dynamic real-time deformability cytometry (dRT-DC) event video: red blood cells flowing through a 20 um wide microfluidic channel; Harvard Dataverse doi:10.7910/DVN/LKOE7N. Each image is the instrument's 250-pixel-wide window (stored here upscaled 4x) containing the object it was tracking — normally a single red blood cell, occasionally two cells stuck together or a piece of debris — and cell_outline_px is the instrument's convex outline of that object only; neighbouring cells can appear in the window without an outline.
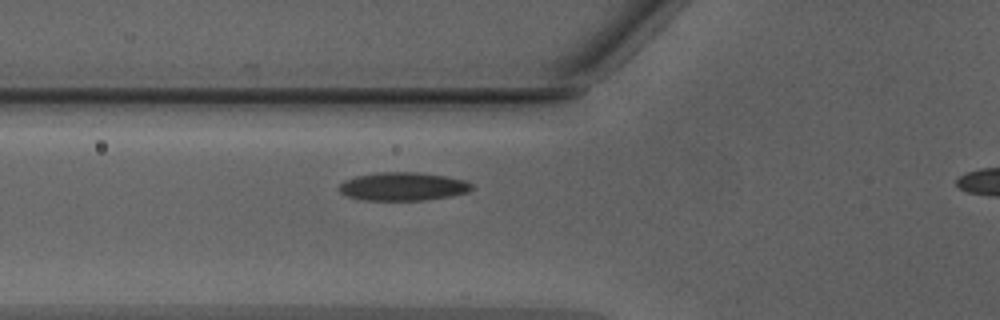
{"species": "Egyptian fruit bat (a non-hibernating species)", "species_latin": "Rousettus aegyptiacus", "temperature_condition": "warm", "stored_images_in_passage": 37, "camera_frame_rate_fps": 3000, "um_per_image_px": 0.085, "animal": {"sex": "male"}, "frame": {"image": 1, "passage_image": 12, "time_ms": 3.667, "image_size_px": [1000, 320], "cell_outline_px": [[472, 188], [468, 192], [452, 196], [424, 200], [360, 200], [348, 196], [340, 192], [336, 188], [344, 180], [356, 176], [376, 172], [416, 172], [448, 176], [468, 180], [472, 184]], "centroid_in_image_um": [34.25, 15.84], "position_along_channel_um": 91.5, "area_um2": 22.2}}
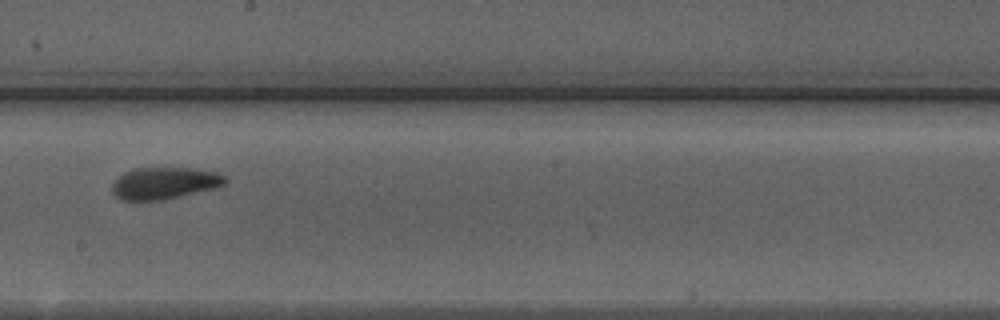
{"frame": {"image": 2, "passage_image": 22, "time_ms": 7.0, "image_size_px": [1000, 320], "cell_outline_px": [[228, 180], [224, 184], [216, 188], [164, 200], [120, 200], [112, 192], [112, 184], [124, 172], [132, 168], [188, 168], [216, 172], [224, 176]], "centroid_in_image_um": [13.97, 15.57], "position_along_channel_um": 234.2, "area_um2": 20.98}}
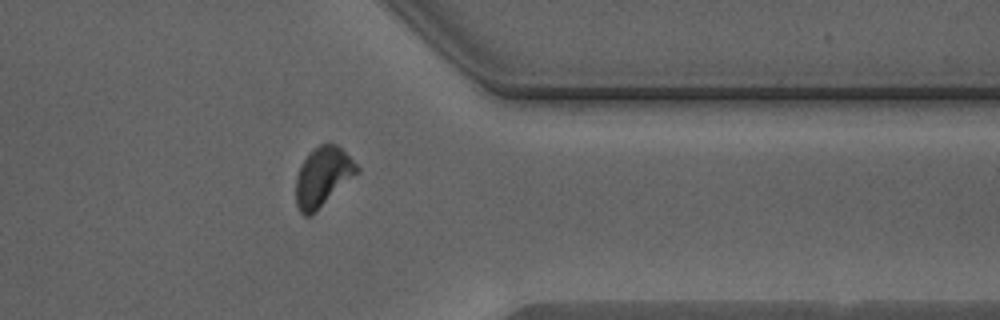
{"frame": {"image": 3, "passage_image": 33, "time_ms": 10.667, "image_size_px": [1000, 320], "cell_outline_px": [[360, 172], [308, 216], [304, 216], [300, 212], [296, 204], [296, 176], [300, 164], [320, 144], [328, 140], [336, 144], [360, 168]], "centroid_in_image_um": [27.43, 14.99], "position_along_channel_um": 384.0, "area_um2": 20.69}}